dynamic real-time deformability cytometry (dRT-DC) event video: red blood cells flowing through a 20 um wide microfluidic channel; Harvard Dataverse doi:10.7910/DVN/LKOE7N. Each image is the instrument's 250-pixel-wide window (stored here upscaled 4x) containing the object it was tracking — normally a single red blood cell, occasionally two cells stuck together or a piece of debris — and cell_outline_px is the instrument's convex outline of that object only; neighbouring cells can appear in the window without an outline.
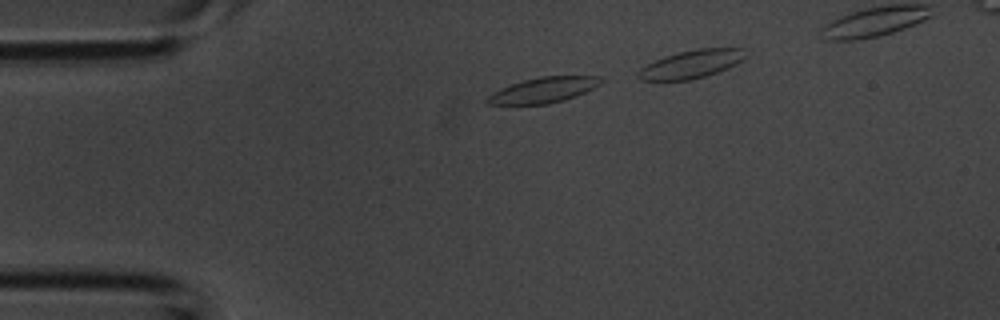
{"species": "common noctule bat (a hibernating species)", "species_latin": "Nyctalus noctula", "temperature_condition": "room temperature", "stored_images_in_passage": 5, "camera_frame_rate_fps": 3000, "um_per_image_px": 0.085, "animal": {"sex": "male", "body_mass_g": 20.1, "forearm_length_mm": 53.5}, "frame": {"image": 1, "passage_image": 2, "time_ms": 0.333, "image_size_px": [1000, 320], "cell_outline_px": [[604, 80], [600, 84], [576, 96], [564, 100], [548, 104], [484, 104], [484, 100], [492, 92], [500, 88], [524, 80], [540, 76], [604, 76]], "centroid_in_image_um": [46.19, 7.65], "position_along_channel_um": 38.8, "area_um2": 16.88}}
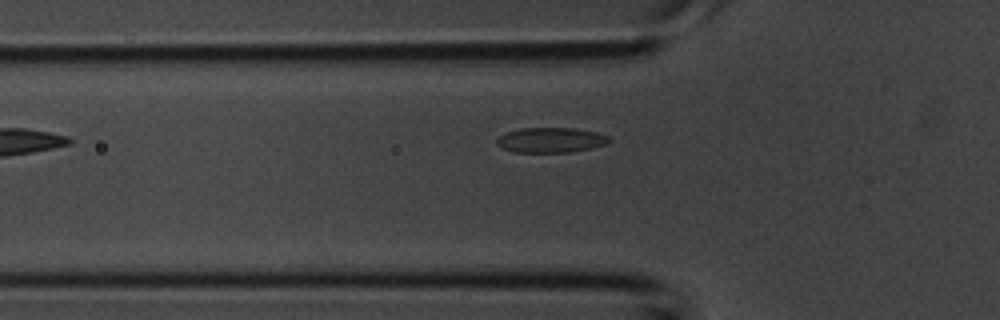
{"frame": {"image": 2, "passage_image": 4, "time_ms": 1.0, "image_size_px": [1000, 320], "cell_outline_px": [[612, 140], [608, 144], [592, 148], [568, 152], [516, 152], [500, 148], [496, 144], [496, 140], [500, 136], [508, 132], [520, 128], [576, 128], [596, 132], [608, 136]], "centroid_in_image_um": [46.84, 11.9], "position_along_channel_um": 79.0, "area_um2": 16.47}}